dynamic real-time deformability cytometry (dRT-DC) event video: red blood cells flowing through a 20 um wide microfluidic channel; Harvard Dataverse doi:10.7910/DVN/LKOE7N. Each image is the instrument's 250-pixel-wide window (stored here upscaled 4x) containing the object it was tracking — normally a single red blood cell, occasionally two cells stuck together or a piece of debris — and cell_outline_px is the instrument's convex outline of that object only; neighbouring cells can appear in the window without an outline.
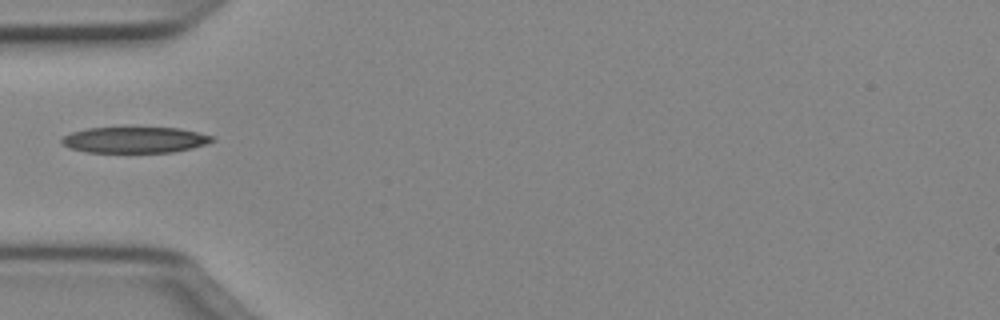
{"species": "Egyptian fruit bat (a non-hibernating species)", "species_latin": "Rousettus aegyptiacus", "temperature_condition": "cold", "stored_images_in_passage": 35, "camera_frame_rate_fps": 3000, "um_per_image_px": 0.085, "animal": {"sex": "female"}, "frame": {"image": 1, "passage_image": 1, "time_ms": 0.0, "image_size_px": [1000, 320], "cell_outline_px": [[216, 140], [208, 144], [192, 148], [172, 152], [88, 152], [68, 148], [60, 144], [60, 136], [72, 132], [88, 128], [180, 128], [212, 136]], "centroid_in_image_um": [11.41, 11.89], "position_along_channel_um": 73.6, "area_um2": 22.89}}
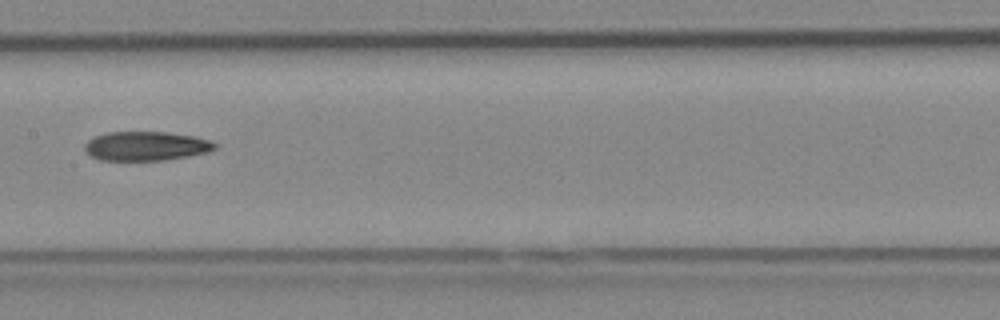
{"frame": {"image": 2, "passage_image": 10, "time_ms": 3.0, "image_size_px": [1000, 320], "cell_outline_px": [[216, 148], [208, 152], [188, 156], [164, 160], [100, 160], [84, 152], [84, 144], [88, 140], [96, 136], [108, 132], [164, 132], [196, 136], [208, 140], [216, 144]], "centroid_in_image_um": [12.39, 12.41], "position_along_channel_um": 195.0, "area_um2": 22.08}}
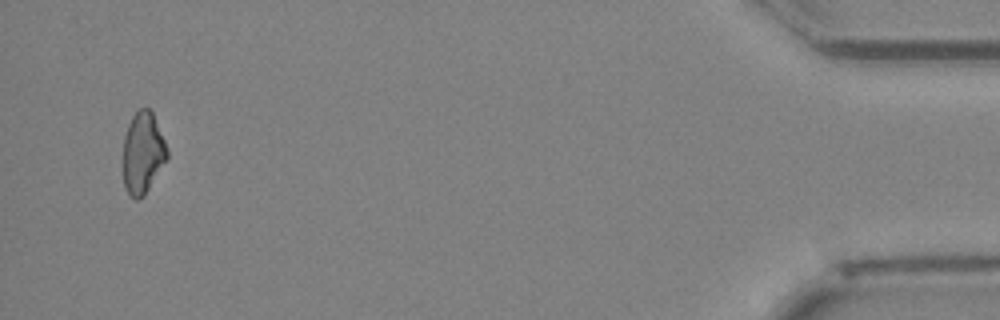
{"frame": {"image": 3, "passage_image": 33, "time_ms": 10.667, "image_size_px": [1000, 320], "cell_outline_px": [[168, 156], [144, 196], [136, 200], [128, 192], [124, 184], [124, 136], [128, 124], [132, 116], [140, 108], [148, 108], [152, 112], [164, 140], [168, 152]], "centroid_in_image_um": [12.13, 12.98], "position_along_channel_um": 423.1, "area_um2": 20.46}}